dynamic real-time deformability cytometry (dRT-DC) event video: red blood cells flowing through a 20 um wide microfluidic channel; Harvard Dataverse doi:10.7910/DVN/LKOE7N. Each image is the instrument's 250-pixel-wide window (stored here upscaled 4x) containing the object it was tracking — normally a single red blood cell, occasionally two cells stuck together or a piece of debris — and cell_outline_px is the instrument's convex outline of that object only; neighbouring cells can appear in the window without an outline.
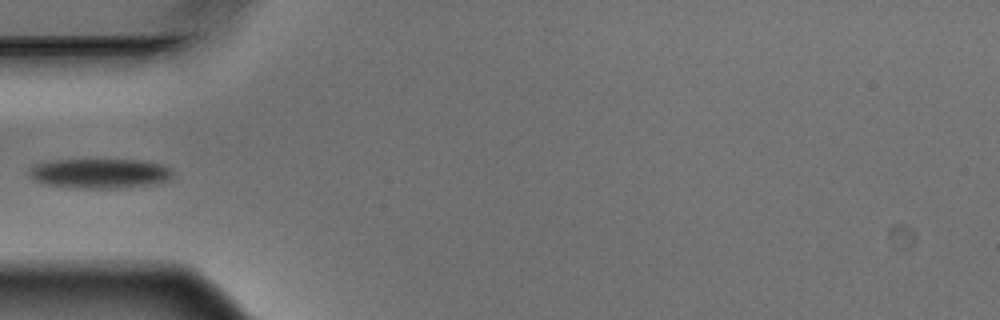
{"species": "Egyptian fruit bat (a non-hibernating species)", "species_latin": "Rousettus aegyptiacus", "temperature_condition": "warm", "stored_images_in_passage": 4, "camera_frame_rate_fps": 3000, "um_per_image_px": 0.085, "animal": {"sex": "male"}, "frame": {"image": 1, "passage_image": 4, "time_ms": 1.0, "image_size_px": [1000, 320], "cell_outline_px": [[172, 180], [160, 184], [120, 188], [76, 188], [44, 184], [28, 176], [28, 172], [36, 164], [52, 160], [140, 160], [160, 164], [172, 168]], "centroid_in_image_um": [8.55, 14.75], "position_along_channel_um": 76.4, "area_um2": 25.14}}